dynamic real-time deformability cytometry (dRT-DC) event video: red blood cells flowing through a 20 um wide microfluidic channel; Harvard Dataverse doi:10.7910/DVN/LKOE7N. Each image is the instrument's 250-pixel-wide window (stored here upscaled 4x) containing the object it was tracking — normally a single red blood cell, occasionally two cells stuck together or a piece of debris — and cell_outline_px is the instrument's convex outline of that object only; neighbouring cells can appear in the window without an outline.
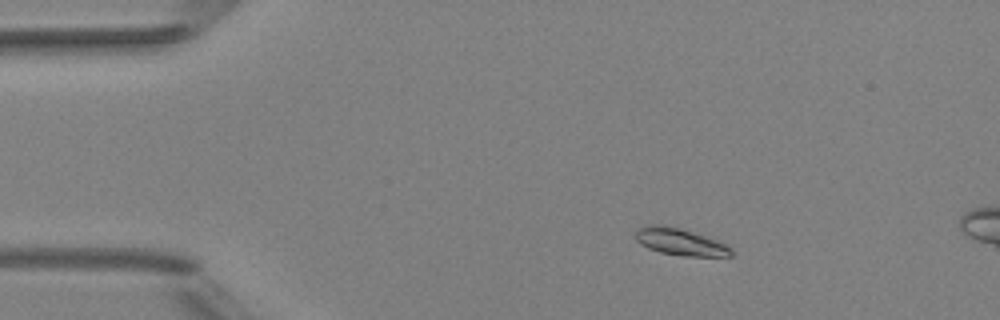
{"species": "Egyptian fruit bat (a non-hibernating species)", "species_latin": "Rousettus aegyptiacus", "temperature_condition": "room temperature", "stored_images_in_passage": 6, "camera_frame_rate_fps": 3000, "um_per_image_px": 0.085, "animal": {"sex": "female"}, "frame": {"image": 1, "passage_image": 3, "time_ms": 2.0, "image_size_px": [1000, 320], "cell_outline_px": [[732, 256], [684, 256], [660, 252], [648, 248], [640, 244], [636, 240], [636, 228], [648, 224], [664, 224], [680, 228], [708, 236], [732, 248]], "centroid_in_image_um": [57.79, 20.53], "position_along_channel_um": 27.2, "area_um2": 15.2}}
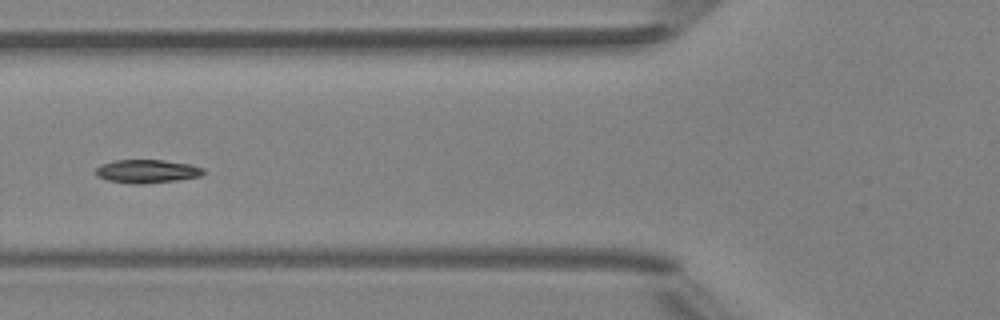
{"frame": {"image": 2, "passage_image": 6, "time_ms": 5.667, "image_size_px": [1000, 320], "cell_outline_px": [[204, 172], [200, 176], [176, 180], [144, 184], [132, 184], [108, 180], [96, 176], [92, 172], [100, 164], [112, 160], [164, 160], [192, 164], [204, 168]], "centroid_in_image_um": [12.44, 14.55], "position_along_channel_um": 113.4, "area_um2": 14.91}}